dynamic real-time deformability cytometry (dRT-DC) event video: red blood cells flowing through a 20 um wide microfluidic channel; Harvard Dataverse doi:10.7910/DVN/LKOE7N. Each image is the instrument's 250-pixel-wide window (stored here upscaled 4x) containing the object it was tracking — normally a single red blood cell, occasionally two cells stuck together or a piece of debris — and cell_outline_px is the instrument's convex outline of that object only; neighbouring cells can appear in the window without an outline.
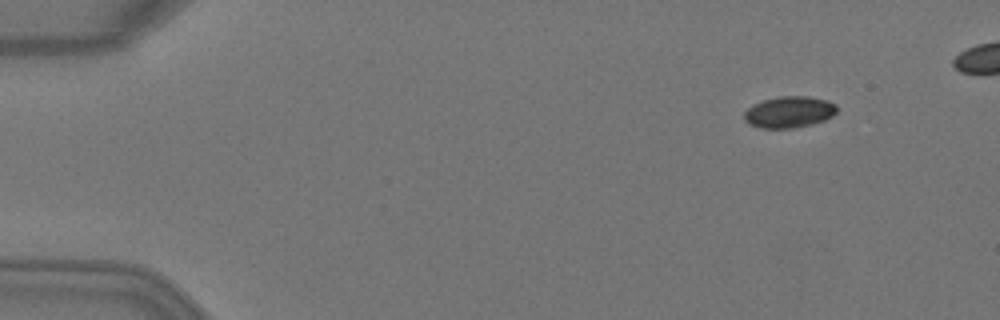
{"species": "Egyptian fruit bat (a non-hibernating species)", "species_latin": "Rousettus aegyptiacus", "temperature_condition": "warm", "stored_images_in_passage": 8, "camera_frame_rate_fps": 3000, "um_per_image_px": 0.085, "animal": {"sex": "female"}, "frame": {"image": 1, "passage_image": 2, "time_ms": 0.333, "image_size_px": [1000, 320], "cell_outline_px": [[836, 112], [832, 116], [824, 120], [812, 124], [792, 128], [760, 128], [748, 124], [744, 120], [744, 112], [748, 108], [764, 100], [780, 96], [804, 96], [824, 100], [836, 104]], "centroid_in_image_um": [67.05, 9.54], "position_along_channel_um": 17.9, "area_um2": 16.76}}